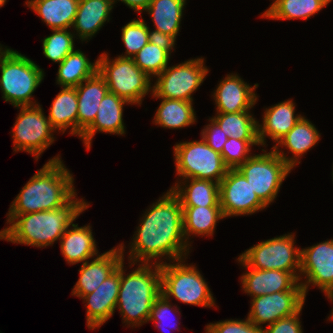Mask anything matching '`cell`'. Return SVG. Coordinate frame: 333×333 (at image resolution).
I'll list each match as a JSON object with an SVG mask.
<instances>
[{
  "label": "cell",
  "instance_id": "1",
  "mask_svg": "<svg viewBox=\"0 0 333 333\" xmlns=\"http://www.w3.org/2000/svg\"><path fill=\"white\" fill-rule=\"evenodd\" d=\"M132 239L130 267L137 262L150 264L155 260L153 263L163 264V258L172 262L188 257L190 247L183 234L182 206L171 189L146 210Z\"/></svg>",
  "mask_w": 333,
  "mask_h": 333
},
{
  "label": "cell",
  "instance_id": "2",
  "mask_svg": "<svg viewBox=\"0 0 333 333\" xmlns=\"http://www.w3.org/2000/svg\"><path fill=\"white\" fill-rule=\"evenodd\" d=\"M73 174L63 164L60 155L51 158L21 189L10 205L7 224L16 216L58 209L76 194Z\"/></svg>",
  "mask_w": 333,
  "mask_h": 333
},
{
  "label": "cell",
  "instance_id": "3",
  "mask_svg": "<svg viewBox=\"0 0 333 333\" xmlns=\"http://www.w3.org/2000/svg\"><path fill=\"white\" fill-rule=\"evenodd\" d=\"M76 197L58 209L16 216L0 231V240L37 248L53 245L90 205Z\"/></svg>",
  "mask_w": 333,
  "mask_h": 333
},
{
  "label": "cell",
  "instance_id": "4",
  "mask_svg": "<svg viewBox=\"0 0 333 333\" xmlns=\"http://www.w3.org/2000/svg\"><path fill=\"white\" fill-rule=\"evenodd\" d=\"M123 262L116 308L127 327H141L148 322L154 301L161 295V264H137L138 268L124 274Z\"/></svg>",
  "mask_w": 333,
  "mask_h": 333
},
{
  "label": "cell",
  "instance_id": "5",
  "mask_svg": "<svg viewBox=\"0 0 333 333\" xmlns=\"http://www.w3.org/2000/svg\"><path fill=\"white\" fill-rule=\"evenodd\" d=\"M0 90L5 102L12 106L39 105L33 93L44 79V71L30 58L5 47L0 52ZM32 100V101H31Z\"/></svg>",
  "mask_w": 333,
  "mask_h": 333
},
{
  "label": "cell",
  "instance_id": "6",
  "mask_svg": "<svg viewBox=\"0 0 333 333\" xmlns=\"http://www.w3.org/2000/svg\"><path fill=\"white\" fill-rule=\"evenodd\" d=\"M185 261L181 259L168 263L165 260L161 264V294L168 300L173 297L185 304L209 308L217 306L196 265L185 264Z\"/></svg>",
  "mask_w": 333,
  "mask_h": 333
},
{
  "label": "cell",
  "instance_id": "7",
  "mask_svg": "<svg viewBox=\"0 0 333 333\" xmlns=\"http://www.w3.org/2000/svg\"><path fill=\"white\" fill-rule=\"evenodd\" d=\"M98 73L105 79L110 93H113L131 105H140L143 98L153 92L151 79L138 68L132 58L116 57L110 59L108 53L98 58Z\"/></svg>",
  "mask_w": 333,
  "mask_h": 333
},
{
  "label": "cell",
  "instance_id": "8",
  "mask_svg": "<svg viewBox=\"0 0 333 333\" xmlns=\"http://www.w3.org/2000/svg\"><path fill=\"white\" fill-rule=\"evenodd\" d=\"M173 150L176 174L182 179L179 181L196 178L220 183L229 170L221 154L203 139L177 143Z\"/></svg>",
  "mask_w": 333,
  "mask_h": 333
},
{
  "label": "cell",
  "instance_id": "9",
  "mask_svg": "<svg viewBox=\"0 0 333 333\" xmlns=\"http://www.w3.org/2000/svg\"><path fill=\"white\" fill-rule=\"evenodd\" d=\"M294 241V233L260 241L239 258L250 268L290 272L300 281L301 249Z\"/></svg>",
  "mask_w": 333,
  "mask_h": 333
},
{
  "label": "cell",
  "instance_id": "10",
  "mask_svg": "<svg viewBox=\"0 0 333 333\" xmlns=\"http://www.w3.org/2000/svg\"><path fill=\"white\" fill-rule=\"evenodd\" d=\"M271 149L269 152L262 149L263 153L253 154L237 168L267 207L276 199L283 181L293 170Z\"/></svg>",
  "mask_w": 333,
  "mask_h": 333
},
{
  "label": "cell",
  "instance_id": "11",
  "mask_svg": "<svg viewBox=\"0 0 333 333\" xmlns=\"http://www.w3.org/2000/svg\"><path fill=\"white\" fill-rule=\"evenodd\" d=\"M209 69L205 66V59L195 58L167 66L156 78L152 85L153 97L177 99L193 102L192 95L199 89L208 75Z\"/></svg>",
  "mask_w": 333,
  "mask_h": 333
},
{
  "label": "cell",
  "instance_id": "12",
  "mask_svg": "<svg viewBox=\"0 0 333 333\" xmlns=\"http://www.w3.org/2000/svg\"><path fill=\"white\" fill-rule=\"evenodd\" d=\"M20 112L12 128L15 152H28L38 160L40 155L54 143V132L41 105L17 107Z\"/></svg>",
  "mask_w": 333,
  "mask_h": 333
},
{
  "label": "cell",
  "instance_id": "13",
  "mask_svg": "<svg viewBox=\"0 0 333 333\" xmlns=\"http://www.w3.org/2000/svg\"><path fill=\"white\" fill-rule=\"evenodd\" d=\"M306 297L300 282L289 291L275 292L254 297L247 318L259 328L271 325L281 318L298 313L304 306Z\"/></svg>",
  "mask_w": 333,
  "mask_h": 333
},
{
  "label": "cell",
  "instance_id": "14",
  "mask_svg": "<svg viewBox=\"0 0 333 333\" xmlns=\"http://www.w3.org/2000/svg\"><path fill=\"white\" fill-rule=\"evenodd\" d=\"M219 197L225 218L251 215L267 207L238 169H229L220 181Z\"/></svg>",
  "mask_w": 333,
  "mask_h": 333
},
{
  "label": "cell",
  "instance_id": "15",
  "mask_svg": "<svg viewBox=\"0 0 333 333\" xmlns=\"http://www.w3.org/2000/svg\"><path fill=\"white\" fill-rule=\"evenodd\" d=\"M300 281L305 297L309 286L325 294L333 288V239L301 249Z\"/></svg>",
  "mask_w": 333,
  "mask_h": 333
},
{
  "label": "cell",
  "instance_id": "16",
  "mask_svg": "<svg viewBox=\"0 0 333 333\" xmlns=\"http://www.w3.org/2000/svg\"><path fill=\"white\" fill-rule=\"evenodd\" d=\"M124 243L111 250L97 255L93 260L82 263L79 279L72 289L71 295L82 298L95 291L100 284L113 273L124 261Z\"/></svg>",
  "mask_w": 333,
  "mask_h": 333
},
{
  "label": "cell",
  "instance_id": "17",
  "mask_svg": "<svg viewBox=\"0 0 333 333\" xmlns=\"http://www.w3.org/2000/svg\"><path fill=\"white\" fill-rule=\"evenodd\" d=\"M120 289V265L100 286L82 297L86 303V321L88 329L94 330L108 321L116 310Z\"/></svg>",
  "mask_w": 333,
  "mask_h": 333
},
{
  "label": "cell",
  "instance_id": "18",
  "mask_svg": "<svg viewBox=\"0 0 333 333\" xmlns=\"http://www.w3.org/2000/svg\"><path fill=\"white\" fill-rule=\"evenodd\" d=\"M258 86L247 84L238 74H227L212 95L217 113L250 111L258 101L254 92Z\"/></svg>",
  "mask_w": 333,
  "mask_h": 333
},
{
  "label": "cell",
  "instance_id": "19",
  "mask_svg": "<svg viewBox=\"0 0 333 333\" xmlns=\"http://www.w3.org/2000/svg\"><path fill=\"white\" fill-rule=\"evenodd\" d=\"M238 263L248 271L241 276L243 291L252 298L275 292L292 290L299 280L290 272L260 270L248 267L239 257Z\"/></svg>",
  "mask_w": 333,
  "mask_h": 333
},
{
  "label": "cell",
  "instance_id": "20",
  "mask_svg": "<svg viewBox=\"0 0 333 333\" xmlns=\"http://www.w3.org/2000/svg\"><path fill=\"white\" fill-rule=\"evenodd\" d=\"M130 104L127 100L108 92L100 102L94 122L83 132L82 139L90 150L92 139L97 132L124 135L123 107Z\"/></svg>",
  "mask_w": 333,
  "mask_h": 333
},
{
  "label": "cell",
  "instance_id": "21",
  "mask_svg": "<svg viewBox=\"0 0 333 333\" xmlns=\"http://www.w3.org/2000/svg\"><path fill=\"white\" fill-rule=\"evenodd\" d=\"M293 100H284L278 104L266 108L262 117V124L258 121V140L260 146L265 147L267 136L276 144L294 127L302 117L295 114Z\"/></svg>",
  "mask_w": 333,
  "mask_h": 333
},
{
  "label": "cell",
  "instance_id": "22",
  "mask_svg": "<svg viewBox=\"0 0 333 333\" xmlns=\"http://www.w3.org/2000/svg\"><path fill=\"white\" fill-rule=\"evenodd\" d=\"M321 134L314 124L302 116L294 127L272 148L292 169L300 164L299 159L320 140ZM279 147V148H278ZM280 147L288 149L292 156L286 155Z\"/></svg>",
  "mask_w": 333,
  "mask_h": 333
},
{
  "label": "cell",
  "instance_id": "23",
  "mask_svg": "<svg viewBox=\"0 0 333 333\" xmlns=\"http://www.w3.org/2000/svg\"><path fill=\"white\" fill-rule=\"evenodd\" d=\"M78 99L77 137L94 122L103 97L109 92L105 79L97 72L75 87Z\"/></svg>",
  "mask_w": 333,
  "mask_h": 333
},
{
  "label": "cell",
  "instance_id": "24",
  "mask_svg": "<svg viewBox=\"0 0 333 333\" xmlns=\"http://www.w3.org/2000/svg\"><path fill=\"white\" fill-rule=\"evenodd\" d=\"M114 0H79L78 9L72 29L82 42L92 36L110 21Z\"/></svg>",
  "mask_w": 333,
  "mask_h": 333
},
{
  "label": "cell",
  "instance_id": "25",
  "mask_svg": "<svg viewBox=\"0 0 333 333\" xmlns=\"http://www.w3.org/2000/svg\"><path fill=\"white\" fill-rule=\"evenodd\" d=\"M91 226L78 227L73 224L68 227L60 239L61 253L69 265L84 263L99 255Z\"/></svg>",
  "mask_w": 333,
  "mask_h": 333
},
{
  "label": "cell",
  "instance_id": "26",
  "mask_svg": "<svg viewBox=\"0 0 333 333\" xmlns=\"http://www.w3.org/2000/svg\"><path fill=\"white\" fill-rule=\"evenodd\" d=\"M170 189L179 198L182 207L220 206L217 182L188 178L178 181Z\"/></svg>",
  "mask_w": 333,
  "mask_h": 333
},
{
  "label": "cell",
  "instance_id": "27",
  "mask_svg": "<svg viewBox=\"0 0 333 333\" xmlns=\"http://www.w3.org/2000/svg\"><path fill=\"white\" fill-rule=\"evenodd\" d=\"M79 0H27L25 5L32 9L43 23L53 29H71Z\"/></svg>",
  "mask_w": 333,
  "mask_h": 333
},
{
  "label": "cell",
  "instance_id": "28",
  "mask_svg": "<svg viewBox=\"0 0 333 333\" xmlns=\"http://www.w3.org/2000/svg\"><path fill=\"white\" fill-rule=\"evenodd\" d=\"M221 206L182 207L183 234L191 247L192 235L212 236L216 223L224 219Z\"/></svg>",
  "mask_w": 333,
  "mask_h": 333
},
{
  "label": "cell",
  "instance_id": "29",
  "mask_svg": "<svg viewBox=\"0 0 333 333\" xmlns=\"http://www.w3.org/2000/svg\"><path fill=\"white\" fill-rule=\"evenodd\" d=\"M78 99L75 87H62L52 101L48 119L51 126L64 134L70 128L71 135L77 136Z\"/></svg>",
  "mask_w": 333,
  "mask_h": 333
},
{
  "label": "cell",
  "instance_id": "30",
  "mask_svg": "<svg viewBox=\"0 0 333 333\" xmlns=\"http://www.w3.org/2000/svg\"><path fill=\"white\" fill-rule=\"evenodd\" d=\"M187 0H151L144 11L150 14L155 30L176 39Z\"/></svg>",
  "mask_w": 333,
  "mask_h": 333
},
{
  "label": "cell",
  "instance_id": "31",
  "mask_svg": "<svg viewBox=\"0 0 333 333\" xmlns=\"http://www.w3.org/2000/svg\"><path fill=\"white\" fill-rule=\"evenodd\" d=\"M98 72V59L91 62L81 50L71 52L60 64L56 83L60 87H77Z\"/></svg>",
  "mask_w": 333,
  "mask_h": 333
},
{
  "label": "cell",
  "instance_id": "32",
  "mask_svg": "<svg viewBox=\"0 0 333 333\" xmlns=\"http://www.w3.org/2000/svg\"><path fill=\"white\" fill-rule=\"evenodd\" d=\"M157 99H161V102L156 110L154 121H152L155 125L167 129H181L197 122L193 102L166 98Z\"/></svg>",
  "mask_w": 333,
  "mask_h": 333
},
{
  "label": "cell",
  "instance_id": "33",
  "mask_svg": "<svg viewBox=\"0 0 333 333\" xmlns=\"http://www.w3.org/2000/svg\"><path fill=\"white\" fill-rule=\"evenodd\" d=\"M327 5L323 0H274L260 17L273 20H306Z\"/></svg>",
  "mask_w": 333,
  "mask_h": 333
},
{
  "label": "cell",
  "instance_id": "34",
  "mask_svg": "<svg viewBox=\"0 0 333 333\" xmlns=\"http://www.w3.org/2000/svg\"><path fill=\"white\" fill-rule=\"evenodd\" d=\"M212 119L228 137L238 140H258V121L250 111L216 113Z\"/></svg>",
  "mask_w": 333,
  "mask_h": 333
},
{
  "label": "cell",
  "instance_id": "35",
  "mask_svg": "<svg viewBox=\"0 0 333 333\" xmlns=\"http://www.w3.org/2000/svg\"><path fill=\"white\" fill-rule=\"evenodd\" d=\"M71 29H53L52 34L43 41V54L54 63L60 64L71 52L75 50V34Z\"/></svg>",
  "mask_w": 333,
  "mask_h": 333
},
{
  "label": "cell",
  "instance_id": "36",
  "mask_svg": "<svg viewBox=\"0 0 333 333\" xmlns=\"http://www.w3.org/2000/svg\"><path fill=\"white\" fill-rule=\"evenodd\" d=\"M170 55L157 45L148 42L132 59L150 78L157 77L168 66Z\"/></svg>",
  "mask_w": 333,
  "mask_h": 333
},
{
  "label": "cell",
  "instance_id": "37",
  "mask_svg": "<svg viewBox=\"0 0 333 333\" xmlns=\"http://www.w3.org/2000/svg\"><path fill=\"white\" fill-rule=\"evenodd\" d=\"M121 39L126 47L121 58H132L149 42L148 25L146 20L140 18L131 20L122 27Z\"/></svg>",
  "mask_w": 333,
  "mask_h": 333
},
{
  "label": "cell",
  "instance_id": "38",
  "mask_svg": "<svg viewBox=\"0 0 333 333\" xmlns=\"http://www.w3.org/2000/svg\"><path fill=\"white\" fill-rule=\"evenodd\" d=\"M256 145L260 146L259 140H238L229 137L221 153L224 163L229 169H237L252 156L251 147Z\"/></svg>",
  "mask_w": 333,
  "mask_h": 333
},
{
  "label": "cell",
  "instance_id": "39",
  "mask_svg": "<svg viewBox=\"0 0 333 333\" xmlns=\"http://www.w3.org/2000/svg\"><path fill=\"white\" fill-rule=\"evenodd\" d=\"M172 302L170 300H168L163 294H161L155 301L152 307V310L150 312V316L148 319L149 321H153V323L155 324V327L162 331V333L166 332L164 329H166V327L170 330L173 328H176L178 331H180V327L179 325H177L176 323H178L176 321V323L173 321L172 322V313H178V307L177 305H172ZM171 318V319H170ZM167 321V322H166ZM174 323V324H173ZM177 326H176V325ZM173 327V328H171ZM163 329V330H162ZM167 330V329H166Z\"/></svg>",
  "mask_w": 333,
  "mask_h": 333
},
{
  "label": "cell",
  "instance_id": "40",
  "mask_svg": "<svg viewBox=\"0 0 333 333\" xmlns=\"http://www.w3.org/2000/svg\"><path fill=\"white\" fill-rule=\"evenodd\" d=\"M205 333H263L262 328L253 324L248 318L245 320L227 319L205 326Z\"/></svg>",
  "mask_w": 333,
  "mask_h": 333
},
{
  "label": "cell",
  "instance_id": "41",
  "mask_svg": "<svg viewBox=\"0 0 333 333\" xmlns=\"http://www.w3.org/2000/svg\"><path fill=\"white\" fill-rule=\"evenodd\" d=\"M209 122L210 123L204 126V129H202L201 138L215 152L221 154L224 144L229 137L223 132L221 127L212 118H209Z\"/></svg>",
  "mask_w": 333,
  "mask_h": 333
},
{
  "label": "cell",
  "instance_id": "42",
  "mask_svg": "<svg viewBox=\"0 0 333 333\" xmlns=\"http://www.w3.org/2000/svg\"><path fill=\"white\" fill-rule=\"evenodd\" d=\"M302 309L295 315L281 318L275 323L263 327V333H303L301 320L299 319Z\"/></svg>",
  "mask_w": 333,
  "mask_h": 333
},
{
  "label": "cell",
  "instance_id": "43",
  "mask_svg": "<svg viewBox=\"0 0 333 333\" xmlns=\"http://www.w3.org/2000/svg\"><path fill=\"white\" fill-rule=\"evenodd\" d=\"M148 33L149 42L165 50L171 56V52L174 50V46L176 44V39L168 34H164L157 30L151 31L149 26Z\"/></svg>",
  "mask_w": 333,
  "mask_h": 333
},
{
  "label": "cell",
  "instance_id": "44",
  "mask_svg": "<svg viewBox=\"0 0 333 333\" xmlns=\"http://www.w3.org/2000/svg\"><path fill=\"white\" fill-rule=\"evenodd\" d=\"M121 1L126 4L130 9L134 10V12L142 13L146 9V7L150 4L151 0H114V4L116 2Z\"/></svg>",
  "mask_w": 333,
  "mask_h": 333
},
{
  "label": "cell",
  "instance_id": "45",
  "mask_svg": "<svg viewBox=\"0 0 333 333\" xmlns=\"http://www.w3.org/2000/svg\"><path fill=\"white\" fill-rule=\"evenodd\" d=\"M325 296H327L328 299H330L331 302H333V288L330 289ZM330 317V318H329ZM328 319L333 321V308L331 310V314L329 315Z\"/></svg>",
  "mask_w": 333,
  "mask_h": 333
},
{
  "label": "cell",
  "instance_id": "46",
  "mask_svg": "<svg viewBox=\"0 0 333 333\" xmlns=\"http://www.w3.org/2000/svg\"><path fill=\"white\" fill-rule=\"evenodd\" d=\"M6 2L7 0H0V8L3 7V5H5Z\"/></svg>",
  "mask_w": 333,
  "mask_h": 333
},
{
  "label": "cell",
  "instance_id": "47",
  "mask_svg": "<svg viewBox=\"0 0 333 333\" xmlns=\"http://www.w3.org/2000/svg\"><path fill=\"white\" fill-rule=\"evenodd\" d=\"M325 1L327 4H329L330 2H332V0H323Z\"/></svg>",
  "mask_w": 333,
  "mask_h": 333
}]
</instances>
